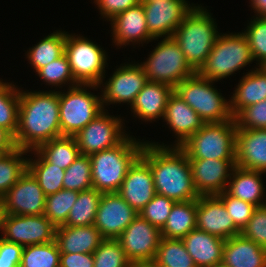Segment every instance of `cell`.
Returning a JSON list of instances; mask_svg holds the SVG:
<instances>
[{
	"label": "cell",
	"instance_id": "1",
	"mask_svg": "<svg viewBox=\"0 0 266 267\" xmlns=\"http://www.w3.org/2000/svg\"><path fill=\"white\" fill-rule=\"evenodd\" d=\"M60 136L59 90L20 89L16 146L30 151Z\"/></svg>",
	"mask_w": 266,
	"mask_h": 267
},
{
	"label": "cell",
	"instance_id": "2",
	"mask_svg": "<svg viewBox=\"0 0 266 267\" xmlns=\"http://www.w3.org/2000/svg\"><path fill=\"white\" fill-rule=\"evenodd\" d=\"M140 156L149 164L156 194L175 202L197 200L190 162L177 146H157L146 140Z\"/></svg>",
	"mask_w": 266,
	"mask_h": 267
},
{
	"label": "cell",
	"instance_id": "3",
	"mask_svg": "<svg viewBox=\"0 0 266 267\" xmlns=\"http://www.w3.org/2000/svg\"><path fill=\"white\" fill-rule=\"evenodd\" d=\"M129 135L117 146L90 155L93 188L102 193L118 192L129 167L140 156L144 139Z\"/></svg>",
	"mask_w": 266,
	"mask_h": 267
},
{
	"label": "cell",
	"instance_id": "4",
	"mask_svg": "<svg viewBox=\"0 0 266 267\" xmlns=\"http://www.w3.org/2000/svg\"><path fill=\"white\" fill-rule=\"evenodd\" d=\"M202 6L195 5L172 36L196 72L205 63L220 34L216 19Z\"/></svg>",
	"mask_w": 266,
	"mask_h": 267
},
{
	"label": "cell",
	"instance_id": "5",
	"mask_svg": "<svg viewBox=\"0 0 266 267\" xmlns=\"http://www.w3.org/2000/svg\"><path fill=\"white\" fill-rule=\"evenodd\" d=\"M247 37L243 32L221 33L197 73L211 81H220L253 62Z\"/></svg>",
	"mask_w": 266,
	"mask_h": 267
},
{
	"label": "cell",
	"instance_id": "6",
	"mask_svg": "<svg viewBox=\"0 0 266 267\" xmlns=\"http://www.w3.org/2000/svg\"><path fill=\"white\" fill-rule=\"evenodd\" d=\"M216 81L200 76L197 72L185 78L175 88L179 95L205 123H219L232 120L230 99L216 89Z\"/></svg>",
	"mask_w": 266,
	"mask_h": 267
},
{
	"label": "cell",
	"instance_id": "7",
	"mask_svg": "<svg viewBox=\"0 0 266 267\" xmlns=\"http://www.w3.org/2000/svg\"><path fill=\"white\" fill-rule=\"evenodd\" d=\"M235 119L205 123L180 148L188 159L236 160Z\"/></svg>",
	"mask_w": 266,
	"mask_h": 267
},
{
	"label": "cell",
	"instance_id": "8",
	"mask_svg": "<svg viewBox=\"0 0 266 267\" xmlns=\"http://www.w3.org/2000/svg\"><path fill=\"white\" fill-rule=\"evenodd\" d=\"M93 89L98 91L99 85L78 84L69 88L67 86L65 92L59 90L62 136H75L104 110L101 95L89 91Z\"/></svg>",
	"mask_w": 266,
	"mask_h": 267
},
{
	"label": "cell",
	"instance_id": "9",
	"mask_svg": "<svg viewBox=\"0 0 266 267\" xmlns=\"http://www.w3.org/2000/svg\"><path fill=\"white\" fill-rule=\"evenodd\" d=\"M148 56L146 61L138 64L150 82L167 84L174 89L196 73L173 37L162 38Z\"/></svg>",
	"mask_w": 266,
	"mask_h": 267
},
{
	"label": "cell",
	"instance_id": "10",
	"mask_svg": "<svg viewBox=\"0 0 266 267\" xmlns=\"http://www.w3.org/2000/svg\"><path fill=\"white\" fill-rule=\"evenodd\" d=\"M65 55L78 84L99 85L106 78L109 56L103 47L87 37L66 31Z\"/></svg>",
	"mask_w": 266,
	"mask_h": 267
},
{
	"label": "cell",
	"instance_id": "11",
	"mask_svg": "<svg viewBox=\"0 0 266 267\" xmlns=\"http://www.w3.org/2000/svg\"><path fill=\"white\" fill-rule=\"evenodd\" d=\"M123 121L120 116L109 115L104 109L74 136L80 154L90 156L120 144L129 135Z\"/></svg>",
	"mask_w": 266,
	"mask_h": 267
},
{
	"label": "cell",
	"instance_id": "12",
	"mask_svg": "<svg viewBox=\"0 0 266 267\" xmlns=\"http://www.w3.org/2000/svg\"><path fill=\"white\" fill-rule=\"evenodd\" d=\"M55 230L56 226L44 214H3L0 236L25 247L54 241Z\"/></svg>",
	"mask_w": 266,
	"mask_h": 267
},
{
	"label": "cell",
	"instance_id": "13",
	"mask_svg": "<svg viewBox=\"0 0 266 267\" xmlns=\"http://www.w3.org/2000/svg\"><path fill=\"white\" fill-rule=\"evenodd\" d=\"M131 62L121 64L110 78L100 82V95L103 109L111 104H128L134 103L136 96L148 82L143 68L137 63ZM103 88H102V87Z\"/></svg>",
	"mask_w": 266,
	"mask_h": 267
},
{
	"label": "cell",
	"instance_id": "14",
	"mask_svg": "<svg viewBox=\"0 0 266 267\" xmlns=\"http://www.w3.org/2000/svg\"><path fill=\"white\" fill-rule=\"evenodd\" d=\"M161 238V231L138 215L120 234L117 241L133 265L153 263Z\"/></svg>",
	"mask_w": 266,
	"mask_h": 267
},
{
	"label": "cell",
	"instance_id": "15",
	"mask_svg": "<svg viewBox=\"0 0 266 267\" xmlns=\"http://www.w3.org/2000/svg\"><path fill=\"white\" fill-rule=\"evenodd\" d=\"M149 35L157 40L172 37L196 4L187 0H141ZM189 3V4H188Z\"/></svg>",
	"mask_w": 266,
	"mask_h": 267
},
{
	"label": "cell",
	"instance_id": "16",
	"mask_svg": "<svg viewBox=\"0 0 266 267\" xmlns=\"http://www.w3.org/2000/svg\"><path fill=\"white\" fill-rule=\"evenodd\" d=\"M0 200L3 214L41 215L45 211L46 195L28 170Z\"/></svg>",
	"mask_w": 266,
	"mask_h": 267
},
{
	"label": "cell",
	"instance_id": "17",
	"mask_svg": "<svg viewBox=\"0 0 266 267\" xmlns=\"http://www.w3.org/2000/svg\"><path fill=\"white\" fill-rule=\"evenodd\" d=\"M138 215L117 192L102 193L93 225L104 239H117Z\"/></svg>",
	"mask_w": 266,
	"mask_h": 267
},
{
	"label": "cell",
	"instance_id": "18",
	"mask_svg": "<svg viewBox=\"0 0 266 267\" xmlns=\"http://www.w3.org/2000/svg\"><path fill=\"white\" fill-rule=\"evenodd\" d=\"M189 162L199 196L218 195L226 190L235 160L189 159Z\"/></svg>",
	"mask_w": 266,
	"mask_h": 267
},
{
	"label": "cell",
	"instance_id": "19",
	"mask_svg": "<svg viewBox=\"0 0 266 267\" xmlns=\"http://www.w3.org/2000/svg\"><path fill=\"white\" fill-rule=\"evenodd\" d=\"M117 193L137 212L156 195L150 166L141 156L129 167Z\"/></svg>",
	"mask_w": 266,
	"mask_h": 267
},
{
	"label": "cell",
	"instance_id": "20",
	"mask_svg": "<svg viewBox=\"0 0 266 267\" xmlns=\"http://www.w3.org/2000/svg\"><path fill=\"white\" fill-rule=\"evenodd\" d=\"M196 228L224 240L240 234L223 202L216 195L198 197Z\"/></svg>",
	"mask_w": 266,
	"mask_h": 267
},
{
	"label": "cell",
	"instance_id": "21",
	"mask_svg": "<svg viewBox=\"0 0 266 267\" xmlns=\"http://www.w3.org/2000/svg\"><path fill=\"white\" fill-rule=\"evenodd\" d=\"M168 128L173 131L175 138L173 144H158L151 141L150 143L157 146H177L180 147L190 136L196 133L205 122L202 118L174 91L170 95L163 119Z\"/></svg>",
	"mask_w": 266,
	"mask_h": 267
},
{
	"label": "cell",
	"instance_id": "22",
	"mask_svg": "<svg viewBox=\"0 0 266 267\" xmlns=\"http://www.w3.org/2000/svg\"><path fill=\"white\" fill-rule=\"evenodd\" d=\"M110 23L112 42L117 47L123 45L126 47L129 44H133L132 46H135L134 44H142L143 46V43H149L154 40L148 33L146 15L142 3L116 15L110 20Z\"/></svg>",
	"mask_w": 266,
	"mask_h": 267
},
{
	"label": "cell",
	"instance_id": "23",
	"mask_svg": "<svg viewBox=\"0 0 266 267\" xmlns=\"http://www.w3.org/2000/svg\"><path fill=\"white\" fill-rule=\"evenodd\" d=\"M235 166L266 173V129L237 128Z\"/></svg>",
	"mask_w": 266,
	"mask_h": 267
},
{
	"label": "cell",
	"instance_id": "24",
	"mask_svg": "<svg viewBox=\"0 0 266 267\" xmlns=\"http://www.w3.org/2000/svg\"><path fill=\"white\" fill-rule=\"evenodd\" d=\"M174 89L167 84L148 81L138 93L130 109L133 117L143 122L162 120L168 99Z\"/></svg>",
	"mask_w": 266,
	"mask_h": 267
},
{
	"label": "cell",
	"instance_id": "25",
	"mask_svg": "<svg viewBox=\"0 0 266 267\" xmlns=\"http://www.w3.org/2000/svg\"><path fill=\"white\" fill-rule=\"evenodd\" d=\"M182 241L196 267H218L222 263L224 239L195 228Z\"/></svg>",
	"mask_w": 266,
	"mask_h": 267
},
{
	"label": "cell",
	"instance_id": "26",
	"mask_svg": "<svg viewBox=\"0 0 266 267\" xmlns=\"http://www.w3.org/2000/svg\"><path fill=\"white\" fill-rule=\"evenodd\" d=\"M265 172L247 170L235 166L227 183L226 192L256 207L266 205V193L262 175Z\"/></svg>",
	"mask_w": 266,
	"mask_h": 267
},
{
	"label": "cell",
	"instance_id": "27",
	"mask_svg": "<svg viewBox=\"0 0 266 267\" xmlns=\"http://www.w3.org/2000/svg\"><path fill=\"white\" fill-rule=\"evenodd\" d=\"M221 264L225 267H266V250L238 234L225 240Z\"/></svg>",
	"mask_w": 266,
	"mask_h": 267
},
{
	"label": "cell",
	"instance_id": "28",
	"mask_svg": "<svg viewBox=\"0 0 266 267\" xmlns=\"http://www.w3.org/2000/svg\"><path fill=\"white\" fill-rule=\"evenodd\" d=\"M230 97V110L235 117L242 109L266 100V67L256 66L241 77Z\"/></svg>",
	"mask_w": 266,
	"mask_h": 267
},
{
	"label": "cell",
	"instance_id": "29",
	"mask_svg": "<svg viewBox=\"0 0 266 267\" xmlns=\"http://www.w3.org/2000/svg\"><path fill=\"white\" fill-rule=\"evenodd\" d=\"M103 240L94 225H61L55 230V241L61 253H93Z\"/></svg>",
	"mask_w": 266,
	"mask_h": 267
},
{
	"label": "cell",
	"instance_id": "30",
	"mask_svg": "<svg viewBox=\"0 0 266 267\" xmlns=\"http://www.w3.org/2000/svg\"><path fill=\"white\" fill-rule=\"evenodd\" d=\"M197 200L176 202L160 230L163 238L182 239L196 228Z\"/></svg>",
	"mask_w": 266,
	"mask_h": 267
},
{
	"label": "cell",
	"instance_id": "31",
	"mask_svg": "<svg viewBox=\"0 0 266 267\" xmlns=\"http://www.w3.org/2000/svg\"><path fill=\"white\" fill-rule=\"evenodd\" d=\"M66 31L56 30L48 34L27 50L26 58L37 72L52 61L65 54Z\"/></svg>",
	"mask_w": 266,
	"mask_h": 267
},
{
	"label": "cell",
	"instance_id": "32",
	"mask_svg": "<svg viewBox=\"0 0 266 267\" xmlns=\"http://www.w3.org/2000/svg\"><path fill=\"white\" fill-rule=\"evenodd\" d=\"M29 152L34 154L35 159L28 157L27 170L37 180L44 194L48 196L63 189L65 170L50 164L36 149Z\"/></svg>",
	"mask_w": 266,
	"mask_h": 267
},
{
	"label": "cell",
	"instance_id": "33",
	"mask_svg": "<svg viewBox=\"0 0 266 267\" xmlns=\"http://www.w3.org/2000/svg\"><path fill=\"white\" fill-rule=\"evenodd\" d=\"M50 164L66 170L79 156L74 136H60L42 143L36 149Z\"/></svg>",
	"mask_w": 266,
	"mask_h": 267
},
{
	"label": "cell",
	"instance_id": "34",
	"mask_svg": "<svg viewBox=\"0 0 266 267\" xmlns=\"http://www.w3.org/2000/svg\"><path fill=\"white\" fill-rule=\"evenodd\" d=\"M102 192L95 188L78 192V198L70 209L65 226H89L94 224Z\"/></svg>",
	"mask_w": 266,
	"mask_h": 267
},
{
	"label": "cell",
	"instance_id": "35",
	"mask_svg": "<svg viewBox=\"0 0 266 267\" xmlns=\"http://www.w3.org/2000/svg\"><path fill=\"white\" fill-rule=\"evenodd\" d=\"M28 150L16 148L0 156V199L27 170Z\"/></svg>",
	"mask_w": 266,
	"mask_h": 267
},
{
	"label": "cell",
	"instance_id": "36",
	"mask_svg": "<svg viewBox=\"0 0 266 267\" xmlns=\"http://www.w3.org/2000/svg\"><path fill=\"white\" fill-rule=\"evenodd\" d=\"M156 267H196L182 239L161 238L153 261Z\"/></svg>",
	"mask_w": 266,
	"mask_h": 267
},
{
	"label": "cell",
	"instance_id": "37",
	"mask_svg": "<svg viewBox=\"0 0 266 267\" xmlns=\"http://www.w3.org/2000/svg\"><path fill=\"white\" fill-rule=\"evenodd\" d=\"M14 82H7L0 89V127L14 137L18 129L20 88Z\"/></svg>",
	"mask_w": 266,
	"mask_h": 267
},
{
	"label": "cell",
	"instance_id": "38",
	"mask_svg": "<svg viewBox=\"0 0 266 267\" xmlns=\"http://www.w3.org/2000/svg\"><path fill=\"white\" fill-rule=\"evenodd\" d=\"M60 251L56 241L25 246L19 267H58Z\"/></svg>",
	"mask_w": 266,
	"mask_h": 267
},
{
	"label": "cell",
	"instance_id": "39",
	"mask_svg": "<svg viewBox=\"0 0 266 267\" xmlns=\"http://www.w3.org/2000/svg\"><path fill=\"white\" fill-rule=\"evenodd\" d=\"M77 198V191L67 189H61L56 193L46 196L44 215L56 227L63 225Z\"/></svg>",
	"mask_w": 266,
	"mask_h": 267
},
{
	"label": "cell",
	"instance_id": "40",
	"mask_svg": "<svg viewBox=\"0 0 266 267\" xmlns=\"http://www.w3.org/2000/svg\"><path fill=\"white\" fill-rule=\"evenodd\" d=\"M91 170L90 157L80 154L65 170L63 189L80 192L93 188Z\"/></svg>",
	"mask_w": 266,
	"mask_h": 267
},
{
	"label": "cell",
	"instance_id": "41",
	"mask_svg": "<svg viewBox=\"0 0 266 267\" xmlns=\"http://www.w3.org/2000/svg\"><path fill=\"white\" fill-rule=\"evenodd\" d=\"M36 74L44 84L51 85V87L54 86L55 89L56 87L60 89L68 84L69 87L78 85L72 75L70 64L65 54L40 68Z\"/></svg>",
	"mask_w": 266,
	"mask_h": 267
},
{
	"label": "cell",
	"instance_id": "42",
	"mask_svg": "<svg viewBox=\"0 0 266 267\" xmlns=\"http://www.w3.org/2000/svg\"><path fill=\"white\" fill-rule=\"evenodd\" d=\"M93 257L94 267H132L117 239H104Z\"/></svg>",
	"mask_w": 266,
	"mask_h": 267
},
{
	"label": "cell",
	"instance_id": "43",
	"mask_svg": "<svg viewBox=\"0 0 266 267\" xmlns=\"http://www.w3.org/2000/svg\"><path fill=\"white\" fill-rule=\"evenodd\" d=\"M252 19L243 33L248 39L254 61L258 62L256 65L266 67V18L253 16Z\"/></svg>",
	"mask_w": 266,
	"mask_h": 267
},
{
	"label": "cell",
	"instance_id": "44",
	"mask_svg": "<svg viewBox=\"0 0 266 267\" xmlns=\"http://www.w3.org/2000/svg\"><path fill=\"white\" fill-rule=\"evenodd\" d=\"M175 203L176 202L170 198L156 194L145 207L139 211V215L161 230Z\"/></svg>",
	"mask_w": 266,
	"mask_h": 267
},
{
	"label": "cell",
	"instance_id": "45",
	"mask_svg": "<svg viewBox=\"0 0 266 267\" xmlns=\"http://www.w3.org/2000/svg\"><path fill=\"white\" fill-rule=\"evenodd\" d=\"M224 204L234 225L241 231L257 208L255 205L229 195L226 191L216 195Z\"/></svg>",
	"mask_w": 266,
	"mask_h": 267
},
{
	"label": "cell",
	"instance_id": "46",
	"mask_svg": "<svg viewBox=\"0 0 266 267\" xmlns=\"http://www.w3.org/2000/svg\"><path fill=\"white\" fill-rule=\"evenodd\" d=\"M234 119L237 128L266 129V100L242 109Z\"/></svg>",
	"mask_w": 266,
	"mask_h": 267
},
{
	"label": "cell",
	"instance_id": "47",
	"mask_svg": "<svg viewBox=\"0 0 266 267\" xmlns=\"http://www.w3.org/2000/svg\"><path fill=\"white\" fill-rule=\"evenodd\" d=\"M240 234L266 250V205L255 209Z\"/></svg>",
	"mask_w": 266,
	"mask_h": 267
},
{
	"label": "cell",
	"instance_id": "48",
	"mask_svg": "<svg viewBox=\"0 0 266 267\" xmlns=\"http://www.w3.org/2000/svg\"><path fill=\"white\" fill-rule=\"evenodd\" d=\"M98 7L101 18L107 22L112 20L116 15L129 8L137 6L141 0H93Z\"/></svg>",
	"mask_w": 266,
	"mask_h": 267
},
{
	"label": "cell",
	"instance_id": "49",
	"mask_svg": "<svg viewBox=\"0 0 266 267\" xmlns=\"http://www.w3.org/2000/svg\"><path fill=\"white\" fill-rule=\"evenodd\" d=\"M23 246L0 236V267H19Z\"/></svg>",
	"mask_w": 266,
	"mask_h": 267
},
{
	"label": "cell",
	"instance_id": "50",
	"mask_svg": "<svg viewBox=\"0 0 266 267\" xmlns=\"http://www.w3.org/2000/svg\"><path fill=\"white\" fill-rule=\"evenodd\" d=\"M61 267H94L93 253H60Z\"/></svg>",
	"mask_w": 266,
	"mask_h": 267
},
{
	"label": "cell",
	"instance_id": "51",
	"mask_svg": "<svg viewBox=\"0 0 266 267\" xmlns=\"http://www.w3.org/2000/svg\"><path fill=\"white\" fill-rule=\"evenodd\" d=\"M14 136L6 129L0 127V156L16 149Z\"/></svg>",
	"mask_w": 266,
	"mask_h": 267
},
{
	"label": "cell",
	"instance_id": "52",
	"mask_svg": "<svg viewBox=\"0 0 266 267\" xmlns=\"http://www.w3.org/2000/svg\"><path fill=\"white\" fill-rule=\"evenodd\" d=\"M251 10H254V15L259 17L266 16V0H250Z\"/></svg>",
	"mask_w": 266,
	"mask_h": 267
},
{
	"label": "cell",
	"instance_id": "53",
	"mask_svg": "<svg viewBox=\"0 0 266 267\" xmlns=\"http://www.w3.org/2000/svg\"><path fill=\"white\" fill-rule=\"evenodd\" d=\"M132 267H156L153 263L133 264Z\"/></svg>",
	"mask_w": 266,
	"mask_h": 267
},
{
	"label": "cell",
	"instance_id": "54",
	"mask_svg": "<svg viewBox=\"0 0 266 267\" xmlns=\"http://www.w3.org/2000/svg\"><path fill=\"white\" fill-rule=\"evenodd\" d=\"M2 216H3V209H2V203L0 200V231H1V225H2Z\"/></svg>",
	"mask_w": 266,
	"mask_h": 267
},
{
	"label": "cell",
	"instance_id": "55",
	"mask_svg": "<svg viewBox=\"0 0 266 267\" xmlns=\"http://www.w3.org/2000/svg\"><path fill=\"white\" fill-rule=\"evenodd\" d=\"M7 82H3L2 79H0V89L6 84Z\"/></svg>",
	"mask_w": 266,
	"mask_h": 267
}]
</instances>
